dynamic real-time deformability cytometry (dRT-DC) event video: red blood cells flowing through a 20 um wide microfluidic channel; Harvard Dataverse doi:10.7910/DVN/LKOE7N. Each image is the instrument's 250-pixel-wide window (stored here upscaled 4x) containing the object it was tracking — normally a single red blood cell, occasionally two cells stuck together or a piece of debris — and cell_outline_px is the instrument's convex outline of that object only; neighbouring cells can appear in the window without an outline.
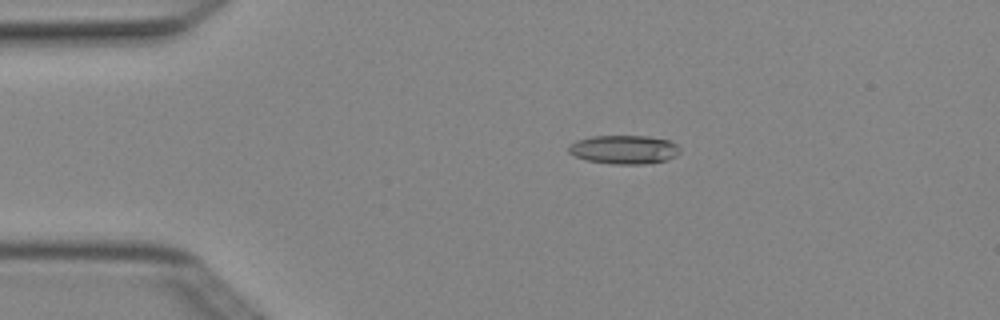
{"species": "Egyptian fruit bat (a non-hibernating species)", "species_latin": "Rousettus aegyptiacus", "temperature_condition": "cold", "stored_images_in_passage": 3, "camera_frame_rate_fps": 3000, "um_per_image_px": 0.085, "animal": {"sex": "female"}, "frame": {"image": 1, "passage_image": 1, "time_ms": 0.0, "image_size_px": [1000, 320], "cell_outline_px": [[680, 152], [676, 156], [668, 160], [644, 164], [612, 164], [588, 160], [576, 156], [568, 152], [568, 148], [576, 140], [592, 136], [648, 136], [668, 140], [676, 144], [680, 148]], "centroid_in_image_um": [53.08, 12.71], "position_along_channel_um": 31.9, "area_um2": 18.61}}
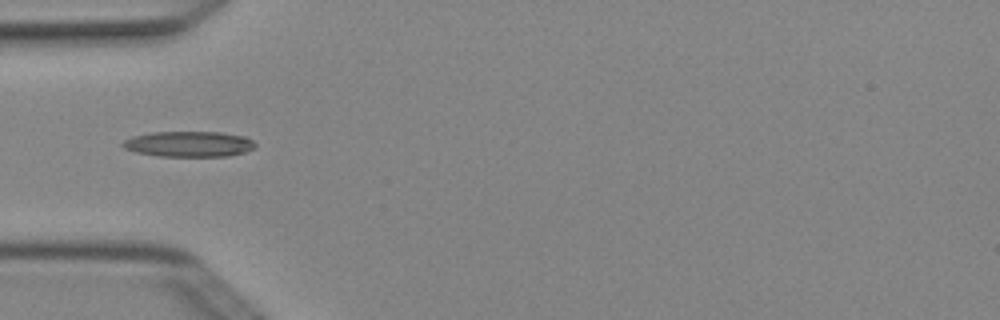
{"frame": {"image": 2, "passage_image": 3, "time_ms": 0.667, "image_size_px": [1000, 320], "cell_outline_px": [[256, 148], [244, 152], [228, 156], [160, 156], [136, 152], [124, 148], [120, 144], [124, 140], [132, 136], [152, 132], [220, 132], [244, 136], [252, 140], [256, 144]], "centroid_in_image_um": [16.06, 12.24], "position_along_channel_um": 68.9, "area_um2": 19.77}}